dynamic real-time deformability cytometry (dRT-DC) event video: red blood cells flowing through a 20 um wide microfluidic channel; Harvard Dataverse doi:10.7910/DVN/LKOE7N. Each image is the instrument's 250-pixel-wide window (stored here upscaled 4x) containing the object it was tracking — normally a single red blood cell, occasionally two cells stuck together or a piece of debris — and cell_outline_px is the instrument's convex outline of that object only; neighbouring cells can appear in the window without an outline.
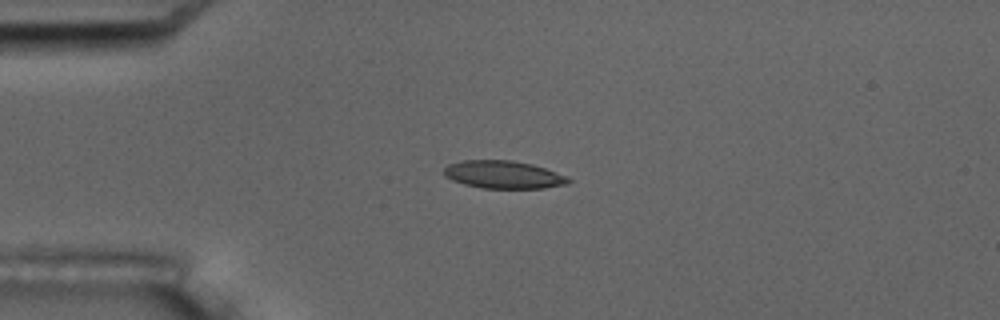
{"species": "common noctule bat (a hibernating species)", "species_latin": "Nyctalus noctula", "temperature_condition": "room temperature", "stored_images_in_passage": 4, "camera_frame_rate_fps": 3000, "um_per_image_px": 0.085, "animal": {"sex": "male", "body_mass_g": 17.5, "forearm_length_mm": 52.3}, "frame": {"image": 1, "passage_image": 3, "time_ms": 3.333, "image_size_px": [1000, 320], "cell_outline_px": [[572, 180], [568, 184], [544, 188], [480, 188], [464, 184], [452, 180], [444, 176], [444, 168], [448, 164], [464, 160], [512, 160], [532, 164], [568, 176]], "centroid_in_image_um": [42.8, 14.84], "position_along_channel_um": 42.2, "area_um2": 20.23}}